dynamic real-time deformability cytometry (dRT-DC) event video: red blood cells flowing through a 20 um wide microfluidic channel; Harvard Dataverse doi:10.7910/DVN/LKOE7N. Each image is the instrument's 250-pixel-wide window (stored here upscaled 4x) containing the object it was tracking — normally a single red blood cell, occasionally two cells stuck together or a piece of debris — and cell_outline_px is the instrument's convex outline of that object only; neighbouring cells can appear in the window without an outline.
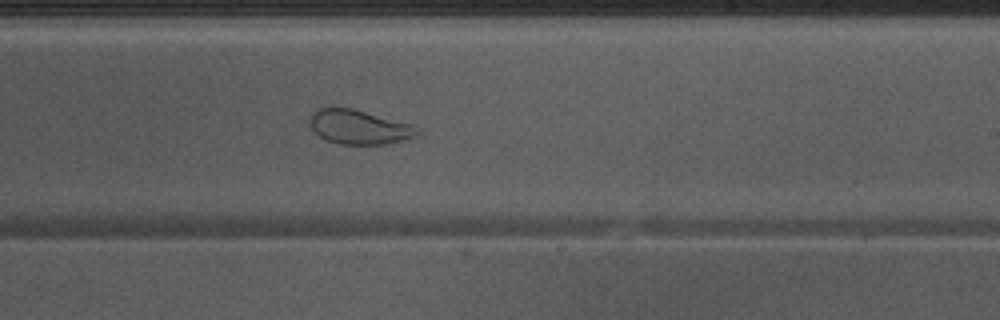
{"species": "Egyptian fruit bat (a non-hibernating species)", "species_latin": "Rousettus aegyptiacus", "temperature_condition": "warm", "stored_images_in_passage": 51, "camera_frame_rate_fps": 3000, "um_per_image_px": 0.085, "animal": {"sex": "male"}, "frame": {"image": 1, "passage_image": 30, "time_ms": 9.667, "image_size_px": [1000, 320], "cell_outline_px": [[420, 132], [416, 136], [388, 144], [336, 144], [320, 136], [312, 128], [312, 112], [320, 108], [352, 108], [416, 124], [420, 128]], "centroid_in_image_um": [30.63, 10.8], "position_along_channel_um": 258.4, "area_um2": 21.5}}
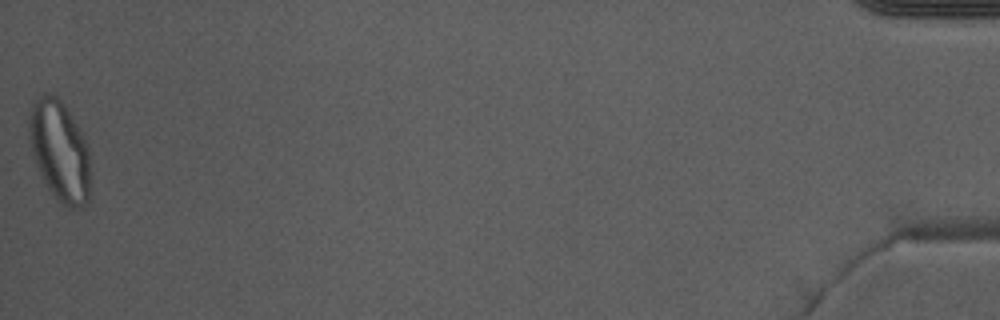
{"frame": {"image": 2, "passage_image": 51, "time_ms": 16.667, "image_size_px": [1000, 320], "cell_outline_px": [[88, 200], [80, 208], [68, 208], [48, 188], [36, 164], [28, 132], [28, 120], [32, 104], [44, 92], [52, 92], [64, 104], [88, 144]], "centroid_in_image_um": [5.05, 12.77], "position_along_channel_um": 430.2, "area_um2": 35.2}}